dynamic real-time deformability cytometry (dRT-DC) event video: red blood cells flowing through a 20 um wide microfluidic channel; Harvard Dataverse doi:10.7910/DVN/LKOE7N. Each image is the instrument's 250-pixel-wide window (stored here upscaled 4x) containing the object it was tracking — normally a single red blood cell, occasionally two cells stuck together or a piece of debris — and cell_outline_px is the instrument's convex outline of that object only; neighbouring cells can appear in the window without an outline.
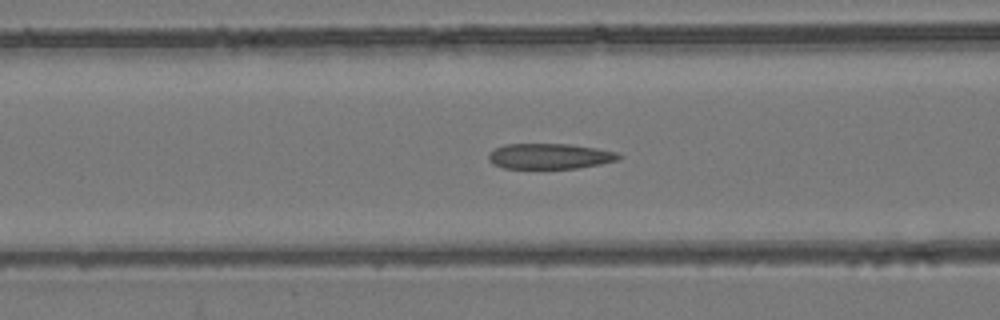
{"species": "common noctule bat (a hibernating species)", "species_latin": "Nyctalus noctula", "temperature_condition": "room temperature", "stored_images_in_passage": 50, "camera_frame_rate_fps": 3000, "um_per_image_px": 0.085, "animal": {"sex": "female", "body_mass_g": 24.6, "forearm_length_mm": 56.2}, "frame": {"image": 1, "passage_image": 18, "time_ms": 5.667, "image_size_px": [1000, 320], "cell_outline_px": [[624, 156], [620, 160], [600, 164], [576, 168], [504, 168], [492, 164], [488, 160], [488, 152], [504, 144], [572, 144], [596, 148], [616, 152]], "centroid_in_image_um": [46.73, 13.27], "position_along_channel_um": 119.9, "area_um2": 19.48}}
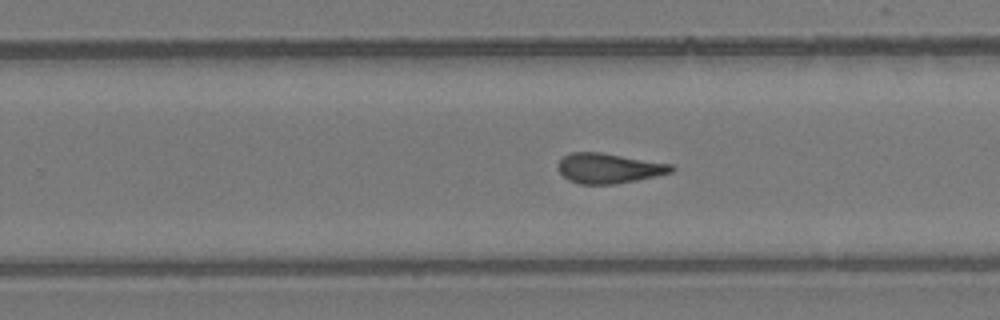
{"frame": {"image": 2, "passage_image": 30, "time_ms": 9.667, "image_size_px": [1000, 320], "cell_outline_px": [[676, 168], [672, 172], [656, 176], [616, 184], [580, 184], [568, 180], [560, 172], [556, 164], [564, 156], [572, 152], [600, 152], [672, 164]], "centroid_in_image_um": [51.75, 14.3], "position_along_channel_um": 278.1, "area_um2": 19.83}}
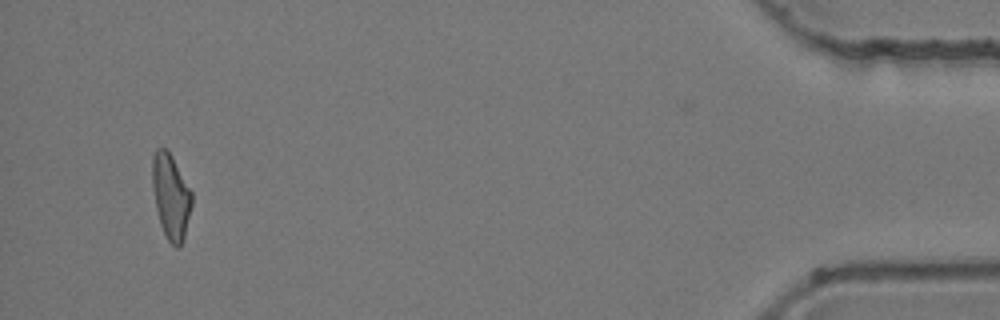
{"frame": {"image": 3, "passage_image": 47, "time_ms": 15.333, "image_size_px": [1000, 320], "cell_outline_px": [[192, 204], [184, 236], [180, 248], [176, 248], [168, 240], [160, 224], [156, 208], [152, 188], [152, 156], [156, 148], [164, 148], [172, 156], [192, 192]], "centroid_in_image_um": [14.51, 16.69], "position_along_channel_um": 420.7, "area_um2": 19.48}, "authors_computed_cell_mechanics": {"area_um2": 20.0566, "velocity_mm_per_s": 3.9539, "shape_relaxation_time_tau1_ms": null, "shape_relaxation_time_tau2_ms": 2.857, "deformation_change_tau1": null, "deformation_change_tau2": 0.1073}}